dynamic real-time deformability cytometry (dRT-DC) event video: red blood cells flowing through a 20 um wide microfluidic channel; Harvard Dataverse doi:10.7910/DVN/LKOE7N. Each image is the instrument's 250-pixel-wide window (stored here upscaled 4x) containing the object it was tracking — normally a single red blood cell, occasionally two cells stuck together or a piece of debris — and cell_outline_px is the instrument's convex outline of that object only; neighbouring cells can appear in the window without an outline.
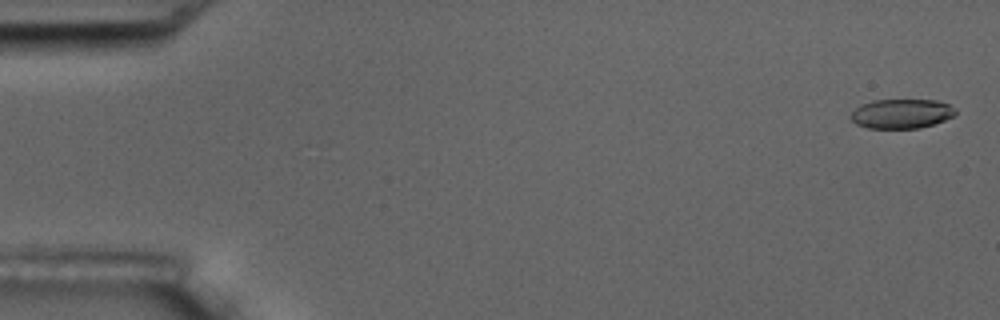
{"species": "common noctule bat (a hibernating species)", "species_latin": "Nyctalus noctula", "temperature_condition": "room temperature", "stored_images_in_passage": 17, "camera_frame_rate_fps": 3000, "um_per_image_px": 0.085, "animal": {"sex": "male", "body_mass_g": 17.5, "forearm_length_mm": 52.3}, "frame": {"image": 1, "passage_image": 1, "time_ms": 0.0, "image_size_px": [1000, 320], "cell_outline_px": [[956, 116], [920, 128], [868, 128], [856, 124], [848, 116], [860, 104], [872, 100], [936, 100], [948, 104], [956, 112]], "centroid_in_image_um": [76.59, 9.66], "position_along_channel_um": 8.4, "area_um2": 17.98}}
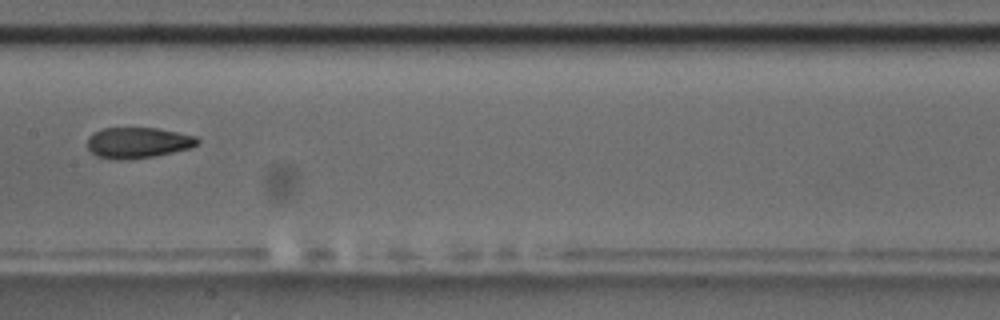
{"frame": {"image": 2, "passage_image": 9, "time_ms": 9.333, "image_size_px": [1000, 320], "cell_outline_px": [[200, 140], [192, 148], [156, 156], [128, 160], [116, 160], [96, 156], [88, 148], [88, 136], [92, 132], [104, 128], [156, 128], [196, 136]], "centroid_in_image_um": [11.71, 12.14], "position_along_channel_um": 195.7, "area_um2": 19.94}}
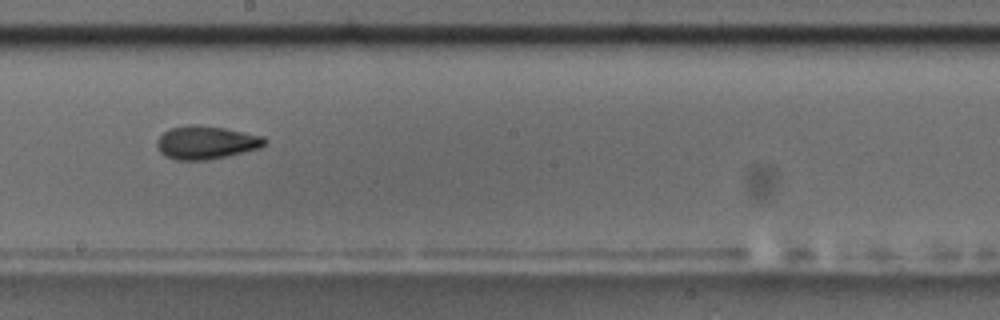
{"frame": {"image": 3, "passage_image": 10, "time_ms": 10.333, "image_size_px": [1000, 320], "cell_outline_px": [[268, 140], [260, 148], [228, 156], [208, 160], [176, 160], [164, 156], [156, 148], [156, 140], [168, 128], [188, 124], [192, 124], [224, 128], [264, 136]], "centroid_in_image_um": [17.49, 12.11], "position_along_channel_um": 230.7, "area_um2": 21.1}, "authors_computed_cell_mechanics": {"area_um2": 20.2878, "velocity_mm_per_s": 3.5147, "shape_relaxation_time_tau1_ms": 5.718, "shape_relaxation_time_tau2_ms": 2.5699, "deformation_change_tau1": 0.1346, "deformation_change_tau2": 0.0712}}